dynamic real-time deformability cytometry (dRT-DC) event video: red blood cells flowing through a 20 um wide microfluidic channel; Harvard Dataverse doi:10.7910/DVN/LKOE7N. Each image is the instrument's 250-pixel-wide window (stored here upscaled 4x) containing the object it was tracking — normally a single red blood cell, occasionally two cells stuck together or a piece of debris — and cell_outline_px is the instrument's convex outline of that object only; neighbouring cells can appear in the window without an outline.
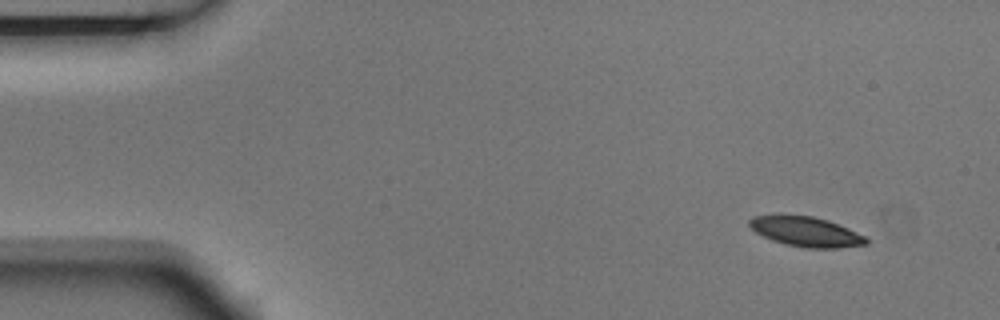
{"species": "Egyptian fruit bat (a non-hibernating species)", "species_latin": "Rousettus aegyptiacus", "temperature_condition": "room temperature", "stored_images_in_passage": 4, "camera_frame_rate_fps": 3000, "um_per_image_px": 0.085, "animal": {"sex": "male"}, "frame": {"image": 1, "passage_image": 1, "time_ms": 0.0, "image_size_px": [1000, 320], "cell_outline_px": [[868, 244], [836, 248], [804, 248], [784, 244], [772, 240], [756, 232], [748, 224], [748, 220], [752, 216], [780, 212], [812, 216], [828, 220], [868, 236]], "centroid_in_image_um": [68.47, 19.65], "position_along_channel_um": 16.5, "area_um2": 21.04}}
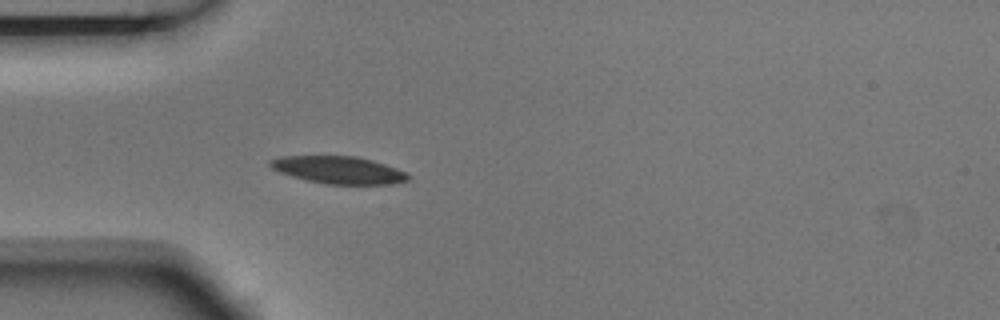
{"frame": {"image": 2, "passage_image": 4, "time_ms": 1.0, "image_size_px": [1000, 320], "cell_outline_px": [[412, 176], [408, 180], [392, 184], [324, 184], [292, 176], [280, 172], [272, 168], [268, 164], [268, 160], [280, 156], [356, 156], [372, 160], [396, 168]], "centroid_in_image_um": [28.77, 14.44], "position_along_channel_um": 56.2, "area_um2": 21.96}}